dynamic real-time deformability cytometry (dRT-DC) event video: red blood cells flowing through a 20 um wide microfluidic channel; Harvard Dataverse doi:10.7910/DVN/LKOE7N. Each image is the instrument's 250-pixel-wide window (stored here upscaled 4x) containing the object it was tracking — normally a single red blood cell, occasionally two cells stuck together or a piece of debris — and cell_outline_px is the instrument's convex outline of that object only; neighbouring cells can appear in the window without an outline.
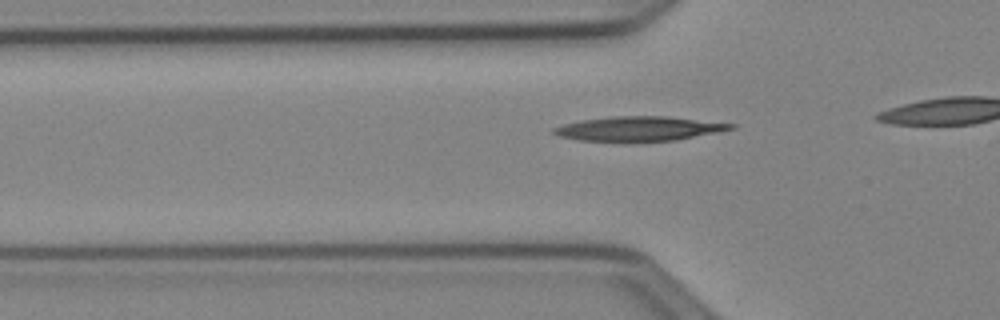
{"species": "Egyptian fruit bat (a non-hibernating species)", "species_latin": "Rousettus aegyptiacus", "temperature_condition": "cold", "stored_images_in_passage": 38, "camera_frame_rate_fps": 3000, "um_per_image_px": 0.085, "animal": {"sex": "female"}, "frame": {"image": 1, "passage_image": 14, "time_ms": 4.333, "image_size_px": [1000, 320], "cell_outline_px": [[736, 128], [676, 140], [628, 144], [624, 144], [580, 140], [560, 136], [552, 132], [552, 128], [564, 124], [580, 120], [612, 116], [664, 116], [736, 124]], "centroid_in_image_um": [54.25, 10.97], "position_along_channel_um": 71.5, "area_um2": 26.01}}
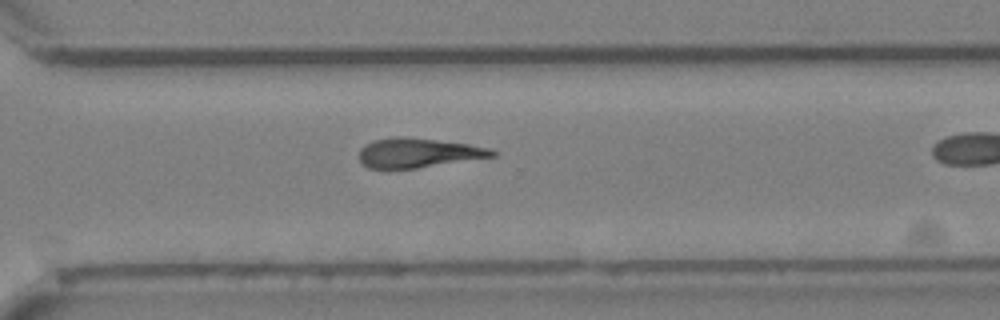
{"frame": {"image": 2, "passage_image": 34, "time_ms": 11.0, "image_size_px": [1000, 320], "cell_outline_px": [[496, 156], [416, 168], [368, 168], [360, 160], [360, 148], [364, 144], [376, 140], [396, 136], [400, 136], [436, 140], [468, 144], [488, 148], [496, 152]], "centroid_in_image_um": [35.53, 12.99], "position_along_channel_um": 335.1, "area_um2": 22.48}}
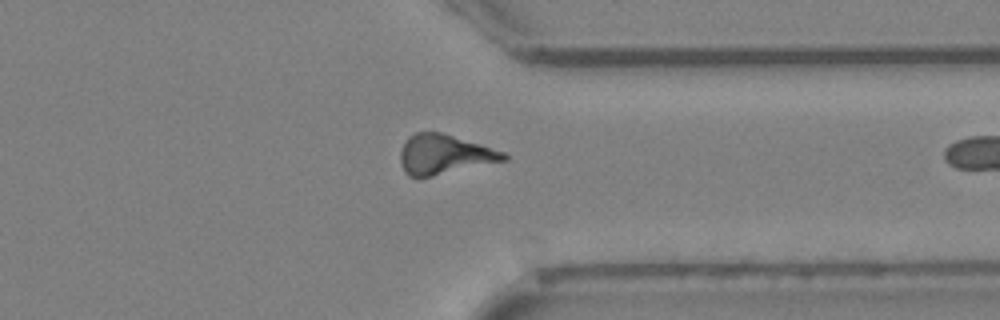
{"frame": {"image": 3, "passage_image": 37, "time_ms": 12.0, "image_size_px": [1000, 320], "cell_outline_px": [[508, 160], [432, 176], [408, 176], [404, 172], [400, 164], [400, 148], [404, 140], [408, 136], [416, 132], [440, 132], [480, 144], [504, 152], [508, 156]], "centroid_in_image_um": [37.73, 13.12], "position_along_channel_um": 373.7, "area_um2": 23.87}}